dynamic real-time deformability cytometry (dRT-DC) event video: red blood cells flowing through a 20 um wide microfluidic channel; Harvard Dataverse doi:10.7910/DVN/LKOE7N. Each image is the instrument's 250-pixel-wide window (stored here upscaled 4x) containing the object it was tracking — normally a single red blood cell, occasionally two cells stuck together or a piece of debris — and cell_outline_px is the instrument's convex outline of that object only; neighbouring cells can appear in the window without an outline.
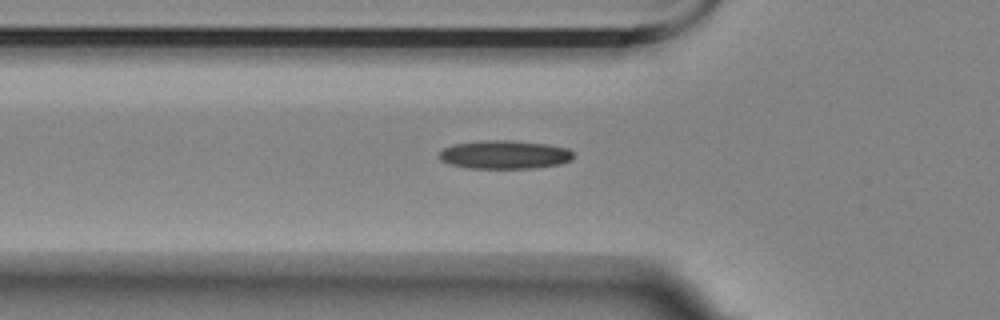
{"species": "Egyptian fruit bat (a non-hibernating species)", "species_latin": "Rousettus aegyptiacus", "temperature_condition": "room temperature", "stored_images_in_passage": 33, "camera_frame_rate_fps": 3000, "um_per_image_px": 0.085, "animal": {"sex": "female"}, "frame": {"image": 1, "passage_image": 2, "time_ms": 0.333, "image_size_px": [1000, 320], "cell_outline_px": [[572, 160], [560, 164], [532, 168], [468, 168], [448, 164], [440, 160], [440, 152], [444, 148], [452, 144], [480, 140], [508, 140], [548, 144], [568, 148], [572, 152]], "centroid_in_image_um": [42.87, 13.14], "position_along_channel_um": 82.9, "area_um2": 22.37}}
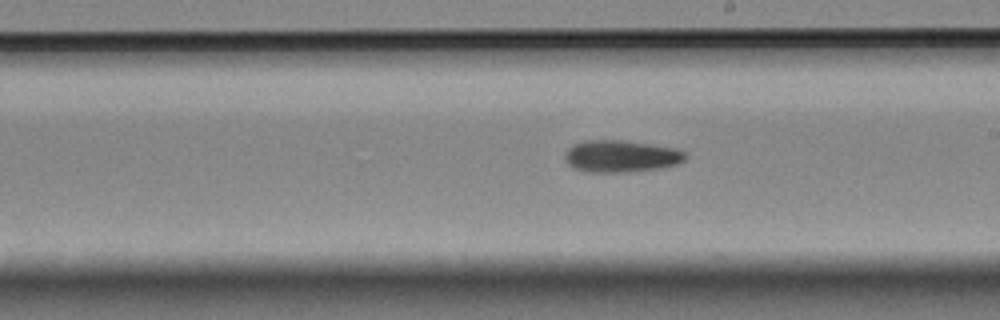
{"frame": {"image": 2, "passage_image": 15, "time_ms": 4.667, "image_size_px": [1000, 320], "cell_outline_px": [[684, 160], [676, 164], [660, 168], [628, 172], [584, 172], [572, 168], [564, 160], [564, 152], [572, 144], [584, 140], [624, 140], [676, 148], [684, 152]], "centroid_in_image_um": [52.7, 13.28], "position_along_channel_um": 236.3, "area_um2": 22.66}}
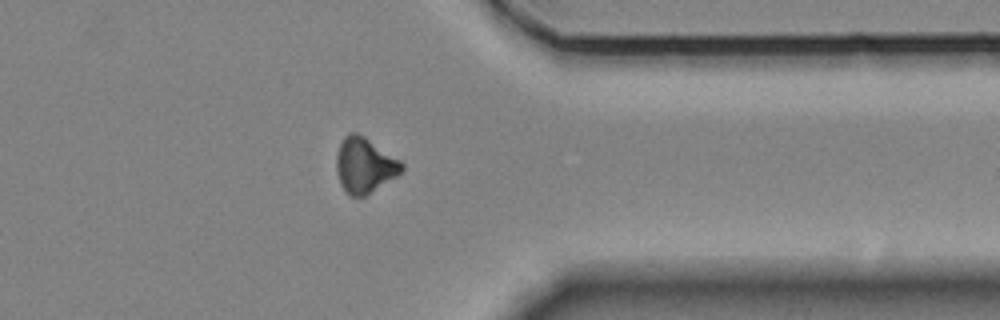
{"frame": {"image": 3, "passage_image": 28, "time_ms": 9.0, "image_size_px": [1000, 320], "cell_outline_px": [[404, 168], [396, 176], [364, 196], [352, 196], [340, 184], [336, 168], [336, 156], [340, 144], [344, 136], [348, 132], [356, 132], [364, 136], [400, 160], [404, 164]], "centroid_in_image_um": [30.97, 14.02], "position_along_channel_um": 380.4, "area_um2": 20.69}}